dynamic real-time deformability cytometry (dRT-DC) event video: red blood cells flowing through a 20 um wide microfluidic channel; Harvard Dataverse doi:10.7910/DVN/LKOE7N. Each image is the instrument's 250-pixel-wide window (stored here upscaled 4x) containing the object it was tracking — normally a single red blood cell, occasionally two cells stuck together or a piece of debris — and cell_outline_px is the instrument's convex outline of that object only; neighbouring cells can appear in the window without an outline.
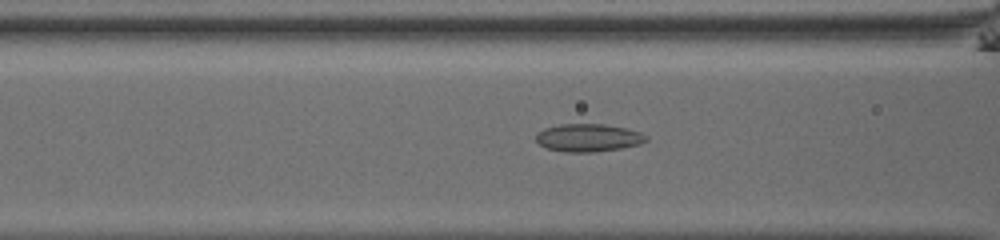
{"species": "common noctule bat (a hibernating species)", "species_latin": "Nyctalus noctula", "temperature_condition": "room temperature", "stored_images_in_passage": 53, "camera_frame_rate_fps": 3000, "um_per_image_px": 0.085, "animal": {"sex": "male", "body_mass_g": 13.0, "forearm_length_mm": 53.1}, "frame": {"image": 1, "passage_image": 23, "time_ms": 7.333, "image_size_px": [1000, 240], "cell_outline_px": [[648, 140], [640, 144], [620, 148], [592, 152], [564, 152], [548, 148], [540, 144], [536, 140], [536, 132], [544, 128], [560, 124], [604, 124], [628, 128], [640, 132], [648, 136]], "centroid_in_image_um": [50.01, 11.7], "position_along_channel_um": 116.6, "area_um2": 17.92}}
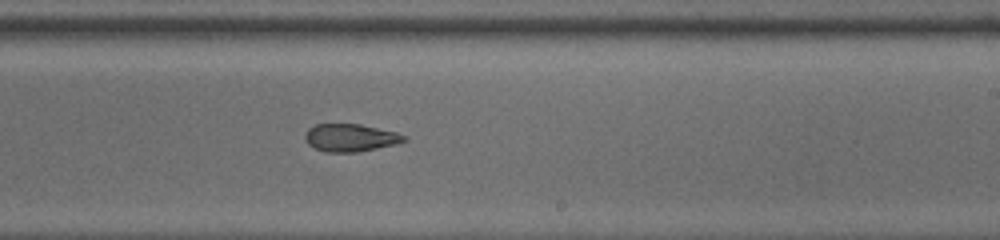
{"frame": {"image": 2, "passage_image": 34, "time_ms": 11.0, "image_size_px": [1000, 240], "cell_outline_px": [[408, 140], [396, 144], [356, 152], [328, 152], [316, 148], [308, 144], [304, 136], [308, 128], [316, 124], [360, 124], [396, 132], [408, 136]], "centroid_in_image_um": [29.81, 11.7], "position_along_channel_um": 259.2, "area_um2": 15.9}}
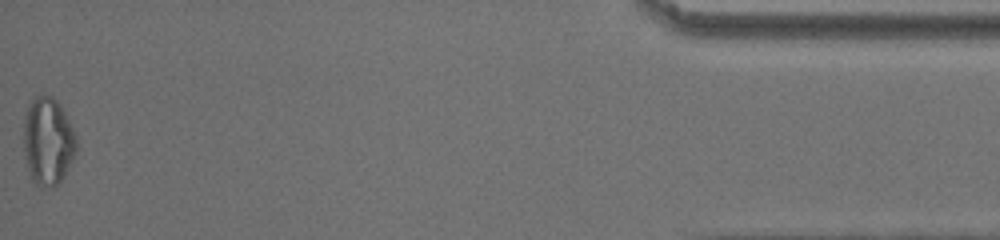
{"frame": {"image": 3, "passage_image": 53, "time_ms": 17.333, "image_size_px": [1000, 240], "cell_outline_px": [[76, 152], [64, 176], [56, 184], [48, 188], [40, 188], [32, 180], [24, 156], [24, 116], [28, 104], [36, 96], [44, 92], [52, 96], [60, 104], [76, 136]], "centroid_in_image_um": [4.05, 11.98], "position_along_channel_um": 431.1, "area_um2": 27.11}, "authors_computed_cell_mechanics": {"area_um2": 19.074, "velocity_mm_per_s": 3.8825, "shape_relaxation_time_tau1_ms": null, "shape_relaxation_time_tau2_ms": 3.1478, "deformation_change_tau1": null, "deformation_change_tau2": 0.0656}}